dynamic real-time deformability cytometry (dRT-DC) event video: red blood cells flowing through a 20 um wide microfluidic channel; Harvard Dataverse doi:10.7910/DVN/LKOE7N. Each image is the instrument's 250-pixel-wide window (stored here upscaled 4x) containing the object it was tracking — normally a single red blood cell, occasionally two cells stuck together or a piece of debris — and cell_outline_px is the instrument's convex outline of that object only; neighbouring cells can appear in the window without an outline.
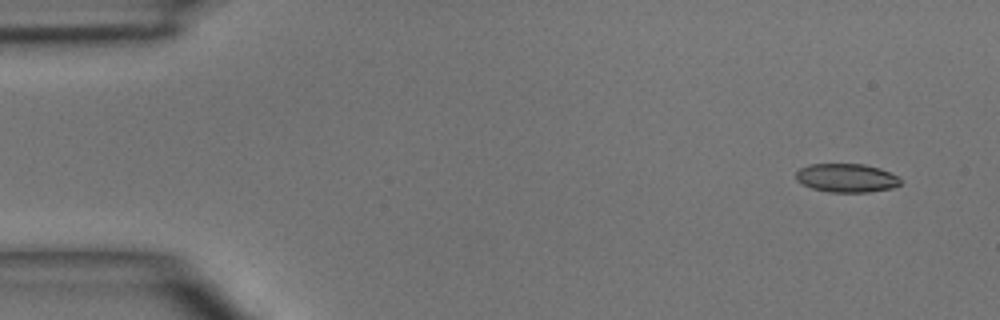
{"species": "common noctule bat (a hibernating species)", "species_latin": "Nyctalus noctula", "temperature_condition": "room temperature", "stored_images_in_passage": 8, "camera_frame_rate_fps": 3000, "um_per_image_px": 0.085, "animal": {"sex": "male", "body_mass_g": 15.6}, "frame": {"image": 1, "passage_image": 1, "time_ms": 0.0, "image_size_px": [1000, 320], "cell_outline_px": [[900, 184], [892, 188], [868, 192], [828, 192], [812, 188], [796, 180], [796, 172], [800, 168], [808, 164], [864, 164], [880, 168], [896, 176], [900, 180]], "centroid_in_image_um": [71.93, 15.12], "position_along_channel_um": 13.1, "area_um2": 17.34}}
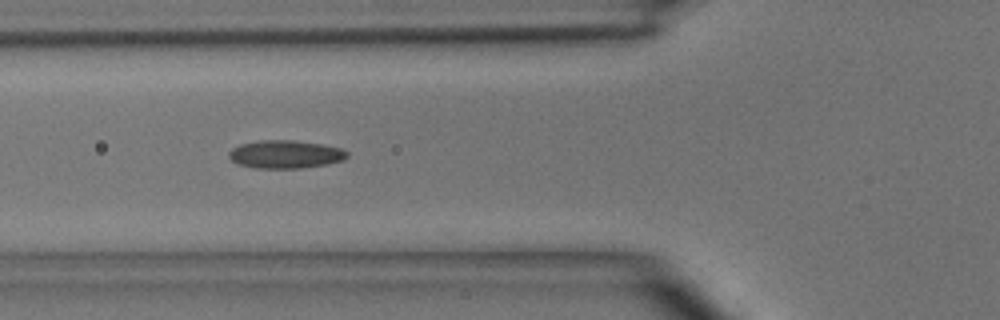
{"frame": {"image": 2, "passage_image": 5, "time_ms": 4.667, "image_size_px": [1000, 320], "cell_outline_px": [[348, 156], [344, 160], [328, 164], [300, 168], [256, 168], [240, 164], [232, 160], [228, 156], [228, 152], [232, 148], [240, 144], [260, 140], [292, 140], [320, 144], [340, 148], [348, 152]], "centroid_in_image_um": [24.26, 13.11], "position_along_channel_um": 101.5, "area_um2": 19.25}}
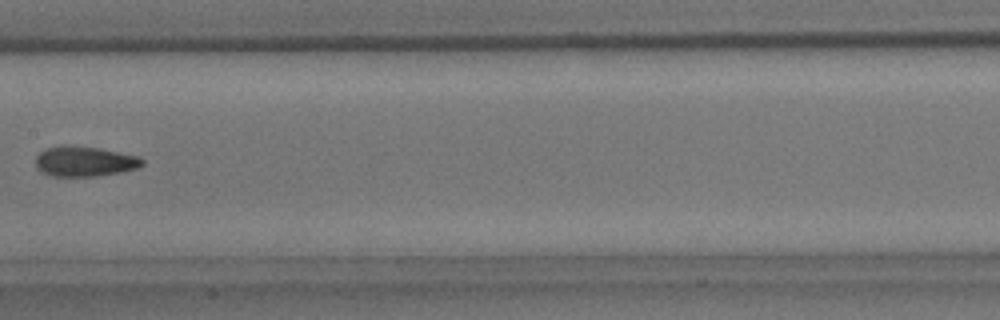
{"frame": {"image": 3, "passage_image": 7, "time_ms": 7.0, "image_size_px": [1000, 320], "cell_outline_px": [[144, 164], [136, 168], [120, 172], [96, 176], [52, 176], [36, 168], [36, 156], [44, 148], [96, 148], [136, 156], [144, 160]], "centroid_in_image_um": [7.19, 13.76], "position_along_channel_um": 200.2, "area_um2": 17.8}}